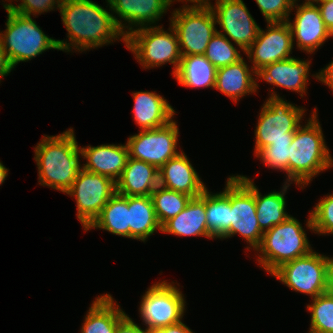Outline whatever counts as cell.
<instances>
[{
	"label": "cell",
	"instance_id": "obj_35",
	"mask_svg": "<svg viewBox=\"0 0 333 333\" xmlns=\"http://www.w3.org/2000/svg\"><path fill=\"white\" fill-rule=\"evenodd\" d=\"M292 142H273L262 148L255 156L260 158L267 167L279 169L287 173L286 183L289 182V149Z\"/></svg>",
	"mask_w": 333,
	"mask_h": 333
},
{
	"label": "cell",
	"instance_id": "obj_46",
	"mask_svg": "<svg viewBox=\"0 0 333 333\" xmlns=\"http://www.w3.org/2000/svg\"><path fill=\"white\" fill-rule=\"evenodd\" d=\"M146 333H166V327H164V328H146Z\"/></svg>",
	"mask_w": 333,
	"mask_h": 333
},
{
	"label": "cell",
	"instance_id": "obj_34",
	"mask_svg": "<svg viewBox=\"0 0 333 333\" xmlns=\"http://www.w3.org/2000/svg\"><path fill=\"white\" fill-rule=\"evenodd\" d=\"M307 227L318 234H333V194L320 199L310 212Z\"/></svg>",
	"mask_w": 333,
	"mask_h": 333
},
{
	"label": "cell",
	"instance_id": "obj_21",
	"mask_svg": "<svg viewBox=\"0 0 333 333\" xmlns=\"http://www.w3.org/2000/svg\"><path fill=\"white\" fill-rule=\"evenodd\" d=\"M161 232L178 236H203L213 239L208 232L205 209V191L191 198L186 207L161 226Z\"/></svg>",
	"mask_w": 333,
	"mask_h": 333
},
{
	"label": "cell",
	"instance_id": "obj_27",
	"mask_svg": "<svg viewBox=\"0 0 333 333\" xmlns=\"http://www.w3.org/2000/svg\"><path fill=\"white\" fill-rule=\"evenodd\" d=\"M205 209L208 232L214 238L222 239L230 230L231 176L222 192L211 194L205 190Z\"/></svg>",
	"mask_w": 333,
	"mask_h": 333
},
{
	"label": "cell",
	"instance_id": "obj_1",
	"mask_svg": "<svg viewBox=\"0 0 333 333\" xmlns=\"http://www.w3.org/2000/svg\"><path fill=\"white\" fill-rule=\"evenodd\" d=\"M59 10L70 40V43L57 40L59 50L70 52L72 46L75 51H86L121 37L126 42L116 17L91 0H62Z\"/></svg>",
	"mask_w": 333,
	"mask_h": 333
},
{
	"label": "cell",
	"instance_id": "obj_2",
	"mask_svg": "<svg viewBox=\"0 0 333 333\" xmlns=\"http://www.w3.org/2000/svg\"><path fill=\"white\" fill-rule=\"evenodd\" d=\"M39 184L66 193L82 169L74 130L57 136L44 135L34 148Z\"/></svg>",
	"mask_w": 333,
	"mask_h": 333
},
{
	"label": "cell",
	"instance_id": "obj_37",
	"mask_svg": "<svg viewBox=\"0 0 333 333\" xmlns=\"http://www.w3.org/2000/svg\"><path fill=\"white\" fill-rule=\"evenodd\" d=\"M11 1V0H10ZM21 3L18 5H14L11 3H6L5 5L13 10L16 13L25 16H31L36 14H41L43 12H48L56 8L59 9L61 6L62 0H20ZM17 2V0H16Z\"/></svg>",
	"mask_w": 333,
	"mask_h": 333
},
{
	"label": "cell",
	"instance_id": "obj_23",
	"mask_svg": "<svg viewBox=\"0 0 333 333\" xmlns=\"http://www.w3.org/2000/svg\"><path fill=\"white\" fill-rule=\"evenodd\" d=\"M134 120L141 130L155 129L173 120L175 111L163 96L149 91L133 93Z\"/></svg>",
	"mask_w": 333,
	"mask_h": 333
},
{
	"label": "cell",
	"instance_id": "obj_11",
	"mask_svg": "<svg viewBox=\"0 0 333 333\" xmlns=\"http://www.w3.org/2000/svg\"><path fill=\"white\" fill-rule=\"evenodd\" d=\"M173 283L156 282L143 295L139 312L147 328H164L182 321L186 302Z\"/></svg>",
	"mask_w": 333,
	"mask_h": 333
},
{
	"label": "cell",
	"instance_id": "obj_20",
	"mask_svg": "<svg viewBox=\"0 0 333 333\" xmlns=\"http://www.w3.org/2000/svg\"><path fill=\"white\" fill-rule=\"evenodd\" d=\"M310 61L291 57L265 66L257 73V77L280 88L306 94Z\"/></svg>",
	"mask_w": 333,
	"mask_h": 333
},
{
	"label": "cell",
	"instance_id": "obj_48",
	"mask_svg": "<svg viewBox=\"0 0 333 333\" xmlns=\"http://www.w3.org/2000/svg\"><path fill=\"white\" fill-rule=\"evenodd\" d=\"M317 1H333V0H317Z\"/></svg>",
	"mask_w": 333,
	"mask_h": 333
},
{
	"label": "cell",
	"instance_id": "obj_40",
	"mask_svg": "<svg viewBox=\"0 0 333 333\" xmlns=\"http://www.w3.org/2000/svg\"><path fill=\"white\" fill-rule=\"evenodd\" d=\"M317 80L321 81L322 83L328 85L333 92V61L329 63L323 70L315 75Z\"/></svg>",
	"mask_w": 333,
	"mask_h": 333
},
{
	"label": "cell",
	"instance_id": "obj_18",
	"mask_svg": "<svg viewBox=\"0 0 333 333\" xmlns=\"http://www.w3.org/2000/svg\"><path fill=\"white\" fill-rule=\"evenodd\" d=\"M158 175L160 186L192 198L200 196L207 189L183 151L167 161L158 170Z\"/></svg>",
	"mask_w": 333,
	"mask_h": 333
},
{
	"label": "cell",
	"instance_id": "obj_30",
	"mask_svg": "<svg viewBox=\"0 0 333 333\" xmlns=\"http://www.w3.org/2000/svg\"><path fill=\"white\" fill-rule=\"evenodd\" d=\"M289 186L290 184L285 182L283 189L280 192L273 191L262 196L257 186L254 184L256 212L259 227L263 232L271 229L274 225L286 221L290 217L285 211L286 200L284 196Z\"/></svg>",
	"mask_w": 333,
	"mask_h": 333
},
{
	"label": "cell",
	"instance_id": "obj_17",
	"mask_svg": "<svg viewBox=\"0 0 333 333\" xmlns=\"http://www.w3.org/2000/svg\"><path fill=\"white\" fill-rule=\"evenodd\" d=\"M111 11L120 18L115 22L127 36L134 30V26L139 28L150 26L161 19V16L172 4L173 0H106ZM123 19L128 25L122 24ZM129 26V27H128ZM128 29L125 31V29Z\"/></svg>",
	"mask_w": 333,
	"mask_h": 333
},
{
	"label": "cell",
	"instance_id": "obj_45",
	"mask_svg": "<svg viewBox=\"0 0 333 333\" xmlns=\"http://www.w3.org/2000/svg\"><path fill=\"white\" fill-rule=\"evenodd\" d=\"M177 1H183V0H177ZM187 1L194 3L193 5H200V6H209L211 4L209 2L210 0H186L185 2H187Z\"/></svg>",
	"mask_w": 333,
	"mask_h": 333
},
{
	"label": "cell",
	"instance_id": "obj_41",
	"mask_svg": "<svg viewBox=\"0 0 333 333\" xmlns=\"http://www.w3.org/2000/svg\"><path fill=\"white\" fill-rule=\"evenodd\" d=\"M14 69L0 40V77L7 76Z\"/></svg>",
	"mask_w": 333,
	"mask_h": 333
},
{
	"label": "cell",
	"instance_id": "obj_24",
	"mask_svg": "<svg viewBox=\"0 0 333 333\" xmlns=\"http://www.w3.org/2000/svg\"><path fill=\"white\" fill-rule=\"evenodd\" d=\"M250 70L243 58L236 63L218 68L214 89L219 90L236 103L240 97L254 93L258 88V84L253 78L257 74L252 68Z\"/></svg>",
	"mask_w": 333,
	"mask_h": 333
},
{
	"label": "cell",
	"instance_id": "obj_12",
	"mask_svg": "<svg viewBox=\"0 0 333 333\" xmlns=\"http://www.w3.org/2000/svg\"><path fill=\"white\" fill-rule=\"evenodd\" d=\"M116 192L113 179L81 169L66 194L75 197L76 215L86 230Z\"/></svg>",
	"mask_w": 333,
	"mask_h": 333
},
{
	"label": "cell",
	"instance_id": "obj_22",
	"mask_svg": "<svg viewBox=\"0 0 333 333\" xmlns=\"http://www.w3.org/2000/svg\"><path fill=\"white\" fill-rule=\"evenodd\" d=\"M159 185L158 169L144 161L128 157L116 191L123 196H150Z\"/></svg>",
	"mask_w": 333,
	"mask_h": 333
},
{
	"label": "cell",
	"instance_id": "obj_32",
	"mask_svg": "<svg viewBox=\"0 0 333 333\" xmlns=\"http://www.w3.org/2000/svg\"><path fill=\"white\" fill-rule=\"evenodd\" d=\"M307 305L311 313L309 333H333V295L323 293Z\"/></svg>",
	"mask_w": 333,
	"mask_h": 333
},
{
	"label": "cell",
	"instance_id": "obj_28",
	"mask_svg": "<svg viewBox=\"0 0 333 333\" xmlns=\"http://www.w3.org/2000/svg\"><path fill=\"white\" fill-rule=\"evenodd\" d=\"M216 71L217 68L204 55H187L182 56L173 76L184 87H211L214 89Z\"/></svg>",
	"mask_w": 333,
	"mask_h": 333
},
{
	"label": "cell",
	"instance_id": "obj_31",
	"mask_svg": "<svg viewBox=\"0 0 333 333\" xmlns=\"http://www.w3.org/2000/svg\"><path fill=\"white\" fill-rule=\"evenodd\" d=\"M151 199L159 224L162 226L170 218L178 215L191 200V196L166 189L158 185L151 193Z\"/></svg>",
	"mask_w": 333,
	"mask_h": 333
},
{
	"label": "cell",
	"instance_id": "obj_13",
	"mask_svg": "<svg viewBox=\"0 0 333 333\" xmlns=\"http://www.w3.org/2000/svg\"><path fill=\"white\" fill-rule=\"evenodd\" d=\"M179 128L175 121L155 129L141 130L128 138L129 157L144 161L158 170L171 158L176 157Z\"/></svg>",
	"mask_w": 333,
	"mask_h": 333
},
{
	"label": "cell",
	"instance_id": "obj_8",
	"mask_svg": "<svg viewBox=\"0 0 333 333\" xmlns=\"http://www.w3.org/2000/svg\"><path fill=\"white\" fill-rule=\"evenodd\" d=\"M170 21L177 33L182 56L204 55L209 41L217 32L210 6L184 5L182 9L173 11Z\"/></svg>",
	"mask_w": 333,
	"mask_h": 333
},
{
	"label": "cell",
	"instance_id": "obj_44",
	"mask_svg": "<svg viewBox=\"0 0 333 333\" xmlns=\"http://www.w3.org/2000/svg\"><path fill=\"white\" fill-rule=\"evenodd\" d=\"M7 176H8V169L0 161V185L3 184Z\"/></svg>",
	"mask_w": 333,
	"mask_h": 333
},
{
	"label": "cell",
	"instance_id": "obj_38",
	"mask_svg": "<svg viewBox=\"0 0 333 333\" xmlns=\"http://www.w3.org/2000/svg\"><path fill=\"white\" fill-rule=\"evenodd\" d=\"M323 22L330 33H333V1H317Z\"/></svg>",
	"mask_w": 333,
	"mask_h": 333
},
{
	"label": "cell",
	"instance_id": "obj_19",
	"mask_svg": "<svg viewBox=\"0 0 333 333\" xmlns=\"http://www.w3.org/2000/svg\"><path fill=\"white\" fill-rule=\"evenodd\" d=\"M81 157L86 159L82 169L107 176L115 182L119 179L129 157L127 144H102L80 147Z\"/></svg>",
	"mask_w": 333,
	"mask_h": 333
},
{
	"label": "cell",
	"instance_id": "obj_3",
	"mask_svg": "<svg viewBox=\"0 0 333 333\" xmlns=\"http://www.w3.org/2000/svg\"><path fill=\"white\" fill-rule=\"evenodd\" d=\"M316 114L315 107L307 124L297 128L289 149V182L303 188L321 171L333 166Z\"/></svg>",
	"mask_w": 333,
	"mask_h": 333
},
{
	"label": "cell",
	"instance_id": "obj_14",
	"mask_svg": "<svg viewBox=\"0 0 333 333\" xmlns=\"http://www.w3.org/2000/svg\"><path fill=\"white\" fill-rule=\"evenodd\" d=\"M292 49L293 37L288 21L267 22V30L260 28L256 40L244 53L257 74L267 65L291 58Z\"/></svg>",
	"mask_w": 333,
	"mask_h": 333
},
{
	"label": "cell",
	"instance_id": "obj_4",
	"mask_svg": "<svg viewBox=\"0 0 333 333\" xmlns=\"http://www.w3.org/2000/svg\"><path fill=\"white\" fill-rule=\"evenodd\" d=\"M300 222L290 216L263 233L259 251V266L272 274L281 265L308 255L312 248ZM261 252V253H260Z\"/></svg>",
	"mask_w": 333,
	"mask_h": 333
},
{
	"label": "cell",
	"instance_id": "obj_9",
	"mask_svg": "<svg viewBox=\"0 0 333 333\" xmlns=\"http://www.w3.org/2000/svg\"><path fill=\"white\" fill-rule=\"evenodd\" d=\"M240 234L256 250L261 244L263 231L259 227L254 199V182L246 176H231L230 230L222 237Z\"/></svg>",
	"mask_w": 333,
	"mask_h": 333
},
{
	"label": "cell",
	"instance_id": "obj_39",
	"mask_svg": "<svg viewBox=\"0 0 333 333\" xmlns=\"http://www.w3.org/2000/svg\"><path fill=\"white\" fill-rule=\"evenodd\" d=\"M115 333H146L127 314L118 322Z\"/></svg>",
	"mask_w": 333,
	"mask_h": 333
},
{
	"label": "cell",
	"instance_id": "obj_43",
	"mask_svg": "<svg viewBox=\"0 0 333 333\" xmlns=\"http://www.w3.org/2000/svg\"><path fill=\"white\" fill-rule=\"evenodd\" d=\"M166 333H193L182 321L166 327Z\"/></svg>",
	"mask_w": 333,
	"mask_h": 333
},
{
	"label": "cell",
	"instance_id": "obj_6",
	"mask_svg": "<svg viewBox=\"0 0 333 333\" xmlns=\"http://www.w3.org/2000/svg\"><path fill=\"white\" fill-rule=\"evenodd\" d=\"M168 30L170 31H164L159 25L137 27L126 36L125 46L145 69L169 62L173 64L174 75L182 55L177 33L171 24Z\"/></svg>",
	"mask_w": 333,
	"mask_h": 333
},
{
	"label": "cell",
	"instance_id": "obj_7",
	"mask_svg": "<svg viewBox=\"0 0 333 333\" xmlns=\"http://www.w3.org/2000/svg\"><path fill=\"white\" fill-rule=\"evenodd\" d=\"M305 109L294 106L272 91L264 102L255 130V155L273 142H292Z\"/></svg>",
	"mask_w": 333,
	"mask_h": 333
},
{
	"label": "cell",
	"instance_id": "obj_26",
	"mask_svg": "<svg viewBox=\"0 0 333 333\" xmlns=\"http://www.w3.org/2000/svg\"><path fill=\"white\" fill-rule=\"evenodd\" d=\"M129 238L145 242L156 230L161 231L151 196H128Z\"/></svg>",
	"mask_w": 333,
	"mask_h": 333
},
{
	"label": "cell",
	"instance_id": "obj_47",
	"mask_svg": "<svg viewBox=\"0 0 333 333\" xmlns=\"http://www.w3.org/2000/svg\"><path fill=\"white\" fill-rule=\"evenodd\" d=\"M296 1H298V0H291V2H292L293 5L297 4ZM315 2H317V0H305L304 3L309 4V3H315Z\"/></svg>",
	"mask_w": 333,
	"mask_h": 333
},
{
	"label": "cell",
	"instance_id": "obj_5",
	"mask_svg": "<svg viewBox=\"0 0 333 333\" xmlns=\"http://www.w3.org/2000/svg\"><path fill=\"white\" fill-rule=\"evenodd\" d=\"M8 18L0 40L13 67L49 49L59 50L57 40L49 38L31 16L21 15L3 5Z\"/></svg>",
	"mask_w": 333,
	"mask_h": 333
},
{
	"label": "cell",
	"instance_id": "obj_10",
	"mask_svg": "<svg viewBox=\"0 0 333 333\" xmlns=\"http://www.w3.org/2000/svg\"><path fill=\"white\" fill-rule=\"evenodd\" d=\"M327 259L312 250L308 255L281 265L271 275L290 289L316 298L326 293Z\"/></svg>",
	"mask_w": 333,
	"mask_h": 333
},
{
	"label": "cell",
	"instance_id": "obj_29",
	"mask_svg": "<svg viewBox=\"0 0 333 333\" xmlns=\"http://www.w3.org/2000/svg\"><path fill=\"white\" fill-rule=\"evenodd\" d=\"M93 228L107 230L112 234L129 238L128 196L116 192L85 231Z\"/></svg>",
	"mask_w": 333,
	"mask_h": 333
},
{
	"label": "cell",
	"instance_id": "obj_42",
	"mask_svg": "<svg viewBox=\"0 0 333 333\" xmlns=\"http://www.w3.org/2000/svg\"><path fill=\"white\" fill-rule=\"evenodd\" d=\"M326 292L333 295V258L327 259V286Z\"/></svg>",
	"mask_w": 333,
	"mask_h": 333
},
{
	"label": "cell",
	"instance_id": "obj_16",
	"mask_svg": "<svg viewBox=\"0 0 333 333\" xmlns=\"http://www.w3.org/2000/svg\"><path fill=\"white\" fill-rule=\"evenodd\" d=\"M296 8L295 19L288 20L292 30L293 42L297 39V47L308 54H312L321 47L332 34L323 22L319 7L315 3H302V5H293ZM295 37V38H294Z\"/></svg>",
	"mask_w": 333,
	"mask_h": 333
},
{
	"label": "cell",
	"instance_id": "obj_36",
	"mask_svg": "<svg viewBox=\"0 0 333 333\" xmlns=\"http://www.w3.org/2000/svg\"><path fill=\"white\" fill-rule=\"evenodd\" d=\"M267 22L288 21L293 4L291 0H255Z\"/></svg>",
	"mask_w": 333,
	"mask_h": 333
},
{
	"label": "cell",
	"instance_id": "obj_33",
	"mask_svg": "<svg viewBox=\"0 0 333 333\" xmlns=\"http://www.w3.org/2000/svg\"><path fill=\"white\" fill-rule=\"evenodd\" d=\"M204 56L217 69L238 62L242 56L228 37L218 31L208 43Z\"/></svg>",
	"mask_w": 333,
	"mask_h": 333
},
{
	"label": "cell",
	"instance_id": "obj_15",
	"mask_svg": "<svg viewBox=\"0 0 333 333\" xmlns=\"http://www.w3.org/2000/svg\"><path fill=\"white\" fill-rule=\"evenodd\" d=\"M209 6L214 13L216 24L223 30L218 32L224 36L227 34L245 52L256 40L260 27L243 0H216V5Z\"/></svg>",
	"mask_w": 333,
	"mask_h": 333
},
{
	"label": "cell",
	"instance_id": "obj_25",
	"mask_svg": "<svg viewBox=\"0 0 333 333\" xmlns=\"http://www.w3.org/2000/svg\"><path fill=\"white\" fill-rule=\"evenodd\" d=\"M109 294L100 295L87 311L81 333H115L118 322L126 315Z\"/></svg>",
	"mask_w": 333,
	"mask_h": 333
}]
</instances>
